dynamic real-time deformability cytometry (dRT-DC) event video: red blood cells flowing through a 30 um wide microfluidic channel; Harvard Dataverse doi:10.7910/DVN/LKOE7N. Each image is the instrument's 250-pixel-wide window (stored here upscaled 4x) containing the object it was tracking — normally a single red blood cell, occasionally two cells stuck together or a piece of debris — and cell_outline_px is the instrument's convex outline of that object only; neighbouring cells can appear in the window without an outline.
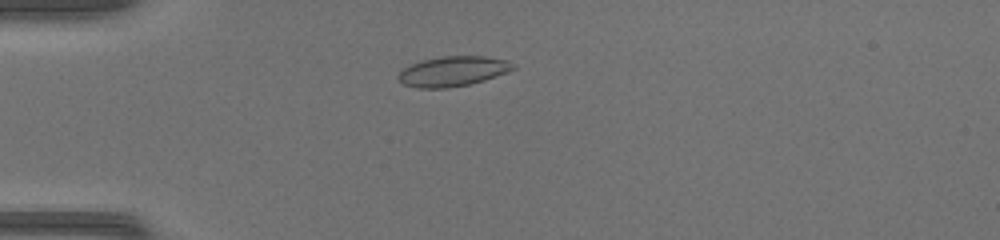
{"species": "common noctule bat (a hibernating species)", "species_latin": "Nyctalus noctula", "temperature_condition": "warm", "stored_images_in_passage": 44, "camera_frame_rate_fps": 3000, "um_per_image_px": 0.085, "animal": {"sex": "female", "body_mass_g": 17.0, "forearm_length_mm": 48.0}, "frame": {"image": 1, "passage_image": 9, "time_ms": 2.667, "image_size_px": [1000, 240], "cell_outline_px": [[516, 68], [508, 72], [484, 80], [468, 84], [448, 88], [416, 88], [404, 84], [396, 76], [404, 68], [412, 64], [424, 60], [440, 56], [484, 56], [508, 60], [516, 64]], "centroid_in_image_um": [38.53, 6.05], "position_along_channel_um": 46.5, "area_um2": 20.06}}
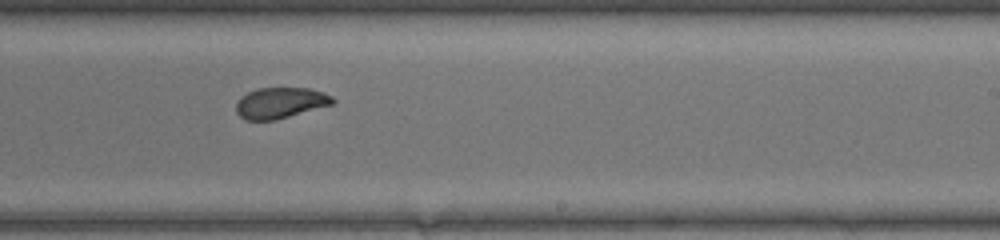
{"frame": {"image": 2, "passage_image": 26, "time_ms": 8.333, "image_size_px": [1000, 240], "cell_outline_px": [[336, 100], [332, 104], [276, 120], [244, 120], [236, 112], [236, 104], [240, 96], [256, 88], [308, 88], [324, 92], [332, 96]], "centroid_in_image_um": [23.81, 8.74], "position_along_channel_um": 265.2, "area_um2": 17.46}}
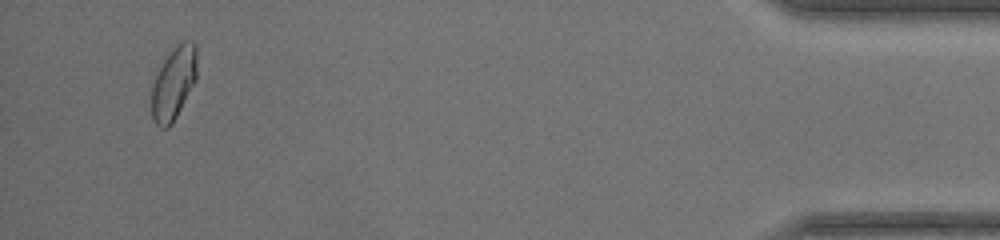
{"frame": {"image": 3, "passage_image": 42, "time_ms": 13.667, "image_size_px": [1000, 240], "cell_outline_px": [[196, 80], [172, 124], [168, 128], [160, 128], [152, 120], [152, 84], [164, 60], [172, 48], [180, 40], [192, 40], [196, 44]], "centroid_in_image_um": [14.77, 7.05], "position_along_channel_um": 420.4, "area_um2": 19.31}, "authors_computed_cell_mechanics": {"area_um2": 18.6405, "velocity_mm_per_s": 4.295, "shape_relaxation_time_tau1_ms": 10.4044, "shape_relaxation_time_tau2_ms": 0.8655, "deformation_change_tau1": 0.2271, "deformation_change_tau2": 0.0466}}